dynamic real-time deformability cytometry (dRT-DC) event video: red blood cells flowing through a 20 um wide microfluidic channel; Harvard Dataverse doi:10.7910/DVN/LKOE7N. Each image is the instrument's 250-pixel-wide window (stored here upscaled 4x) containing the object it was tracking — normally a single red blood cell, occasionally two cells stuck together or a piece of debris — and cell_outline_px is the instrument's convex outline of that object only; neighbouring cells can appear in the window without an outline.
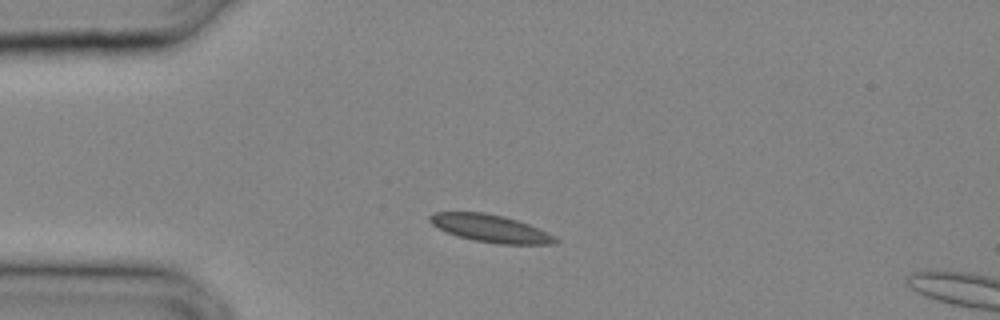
{"species": "common noctule bat (a hibernating species)", "species_latin": "Nyctalus noctula", "temperature_condition": "cold", "stored_images_in_passage": 3, "camera_frame_rate_fps": 3000, "um_per_image_px": 0.085, "animal": {"sex": "male", "body_mass_g": 20.4}, "frame": {"image": 1, "passage_image": 1, "time_ms": 0.0, "image_size_px": [1000, 320], "cell_outline_px": [[560, 240], [556, 244], [500, 244], [476, 240], [456, 236], [432, 224], [428, 220], [428, 216], [432, 212], [484, 212], [504, 216], [528, 224], [548, 232], [556, 236]], "centroid_in_image_um": [41.72, 19.41], "position_along_channel_um": 43.3, "area_um2": 20.11}}